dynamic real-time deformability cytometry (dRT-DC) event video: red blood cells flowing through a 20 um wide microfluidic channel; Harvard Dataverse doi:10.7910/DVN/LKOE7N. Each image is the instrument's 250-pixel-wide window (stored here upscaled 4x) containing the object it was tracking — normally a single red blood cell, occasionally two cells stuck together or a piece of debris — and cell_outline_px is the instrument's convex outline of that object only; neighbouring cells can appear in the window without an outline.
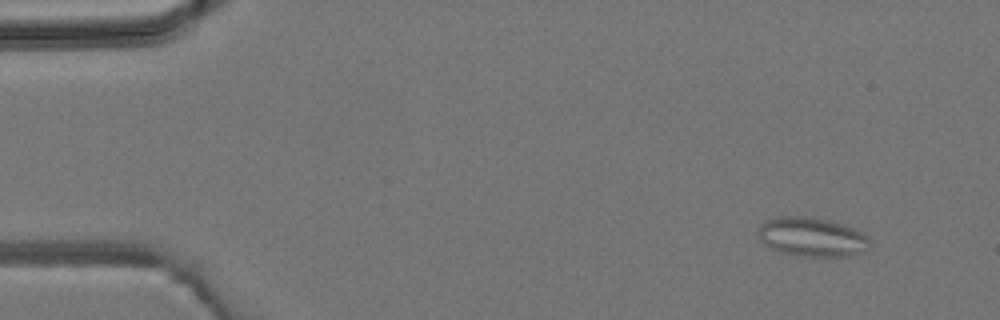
{"species": "common noctule bat (a hibernating species)", "species_latin": "Nyctalus noctula", "temperature_condition": "room temperature", "stored_images_in_passage": 6, "camera_frame_rate_fps": 3000, "um_per_image_px": 0.085, "animal": {"sex": "male", "body_mass_g": 19.2, "forearm_length_mm": 51.8}, "frame": {"image": 1, "passage_image": 1, "time_ms": 0.0, "image_size_px": [1000, 320], "cell_outline_px": [[872, 244], [860, 252], [852, 256], [800, 256], [780, 252], [768, 248], [760, 240], [756, 232], [760, 224], [764, 220], [776, 216], [812, 216], [832, 220], [856, 228], [864, 232], [872, 240]], "centroid_in_image_um": [69.01, 20.12], "position_along_channel_um": 16.0, "area_um2": 26.3}}
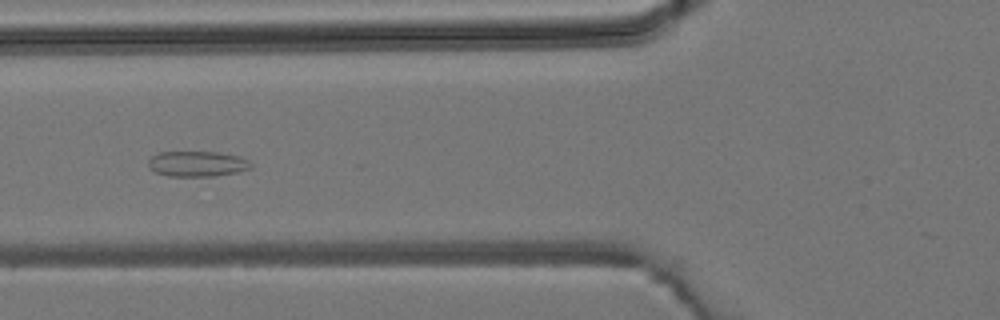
{"frame": {"image": 2, "passage_image": 5, "time_ms": 4.667, "image_size_px": [1000, 320], "cell_outline_px": [[252, 168], [240, 172], [216, 176], [168, 176], [156, 172], [148, 164], [148, 160], [152, 156], [160, 152], [216, 152], [240, 156], [248, 160], [252, 164]], "centroid_in_image_um": [16.82, 13.93], "position_along_channel_um": 109.0, "area_um2": 15.26}}
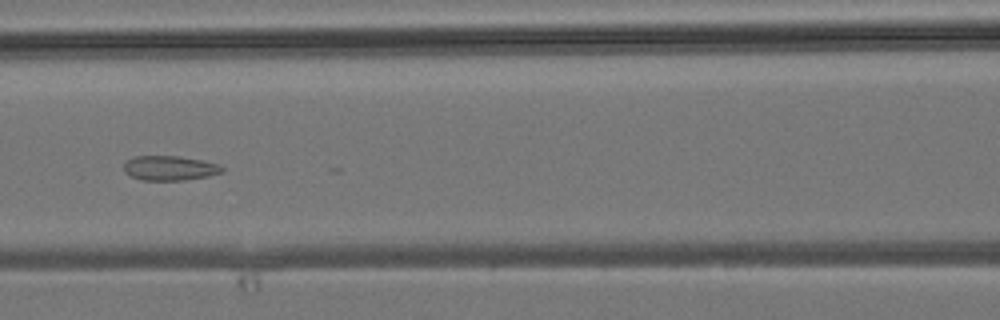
{"frame": {"image": 3, "passage_image": 6, "time_ms": 5.667, "image_size_px": [1000, 320], "cell_outline_px": [[224, 172], [208, 176], [184, 180], [144, 180], [132, 176], [124, 172], [124, 164], [132, 156], [180, 156], [204, 160], [220, 164], [224, 168]], "centroid_in_image_um": [14.47, 14.28], "position_along_channel_um": 152.1, "area_um2": 14.22}}